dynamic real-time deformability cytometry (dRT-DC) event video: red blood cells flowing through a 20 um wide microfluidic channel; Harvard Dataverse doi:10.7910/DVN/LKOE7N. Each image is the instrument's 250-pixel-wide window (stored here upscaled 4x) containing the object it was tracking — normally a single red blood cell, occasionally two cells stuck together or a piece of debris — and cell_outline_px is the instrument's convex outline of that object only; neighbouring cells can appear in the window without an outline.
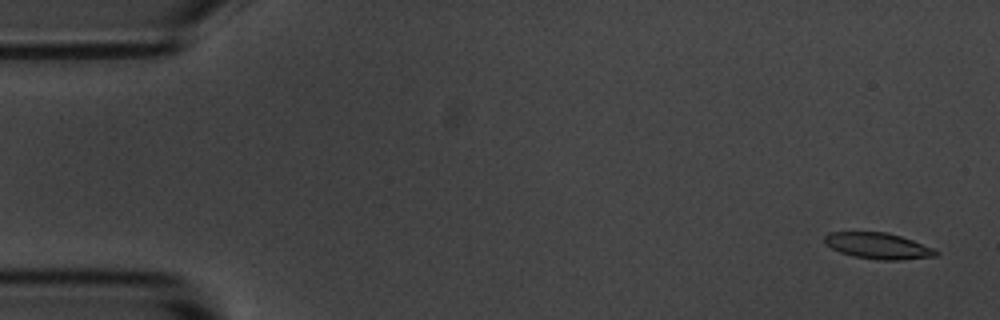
{"species": "common noctule bat (a hibernating species)", "species_latin": "Nyctalus noctula", "temperature_condition": "room temperature", "stored_images_in_passage": 54, "camera_frame_rate_fps": 3000, "um_per_image_px": 0.085, "animal": {"sex": "male", "body_mass_g": 20.1, "forearm_length_mm": 53.5}, "frame": {"image": 1, "passage_image": 2, "time_ms": 0.333, "image_size_px": [1000, 320], "cell_outline_px": [[940, 252], [936, 256], [900, 260], [876, 260], [852, 256], [840, 252], [824, 244], [824, 236], [828, 232], [888, 232], [936, 248]], "centroid_in_image_um": [74.65, 20.9], "position_along_channel_um": 10.4, "area_um2": 17.17}}
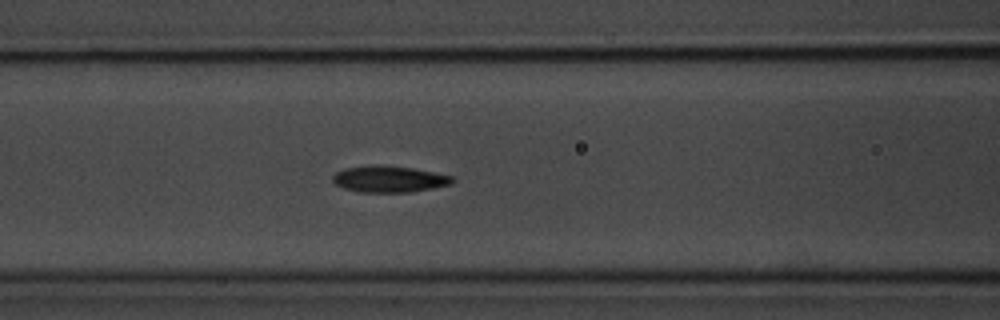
{"frame": {"image": 2, "passage_image": 22, "time_ms": 7.0, "image_size_px": [1000, 320], "cell_outline_px": [[456, 180], [452, 184], [412, 192], [360, 192], [344, 188], [336, 184], [332, 180], [332, 176], [336, 172], [344, 168], [368, 164], [372, 164], [412, 168], [452, 176]], "centroid_in_image_um": [33.06, 15.21], "position_along_channel_um": 133.5, "area_um2": 18.5}}
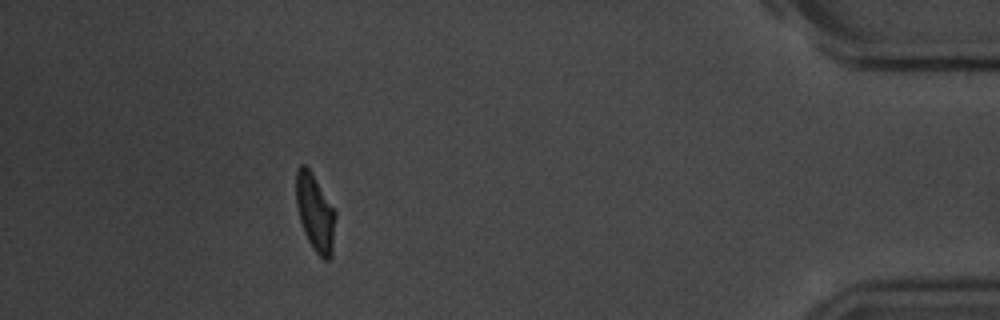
{"frame": {"image": 3, "passage_image": 49, "time_ms": 16.0, "image_size_px": [1000, 320], "cell_outline_px": [[336, 216], [332, 256], [328, 260], [324, 260], [312, 248], [304, 232], [300, 220], [296, 204], [296, 168], [300, 164], [304, 164], [308, 168], [336, 212]], "centroid_in_image_um": [26.78, 18.11], "position_along_channel_um": 408.4, "area_um2": 17.57}, "authors_computed_cell_mechanics": {"area_um2": 17.7735, "velocity_mm_per_s": 3.6706, "shape_relaxation_time_tau1_ms": 3.5199, "shape_relaxation_time_tau2_ms": 4.3241, "deformation_change_tau1": 0.1518, "deformation_change_tau2": 0.103}}